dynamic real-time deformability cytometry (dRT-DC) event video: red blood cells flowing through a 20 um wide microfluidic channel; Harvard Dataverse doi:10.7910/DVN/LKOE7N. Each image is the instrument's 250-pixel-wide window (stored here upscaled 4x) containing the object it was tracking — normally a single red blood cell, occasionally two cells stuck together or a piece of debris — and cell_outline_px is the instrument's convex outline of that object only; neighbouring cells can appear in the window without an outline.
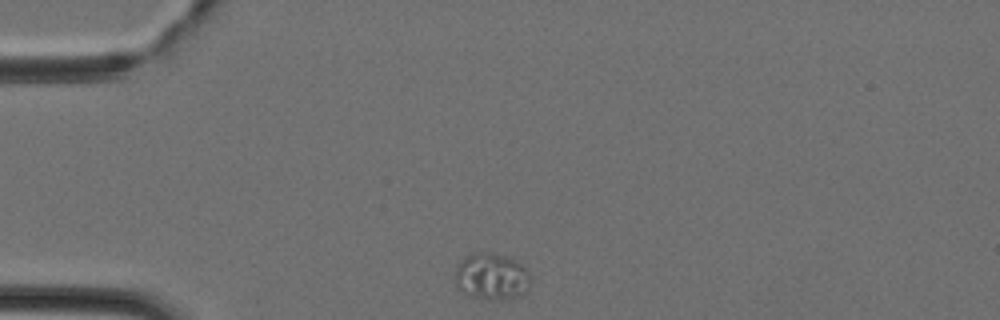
{"species": "Egyptian fruit bat (a non-hibernating species)", "species_latin": "Rousettus aegyptiacus", "temperature_condition": "cold", "stored_images_in_passage": 36, "camera_frame_rate_fps": 3000, "um_per_image_px": 0.085, "animal": {"sex": "female"}, "frame": {"image": 1, "passage_image": 1, "time_ms": 0.0, "image_size_px": [1000, 320], "cell_outline_px": [[528, 292], [520, 296], [496, 300], [488, 300], [464, 296], [456, 288], [456, 264], [460, 260], [472, 252], [492, 252], [516, 260], [528, 272]], "centroid_in_image_um": [41.72, 23.52], "position_along_channel_um": 43.3, "area_um2": 20.92}}
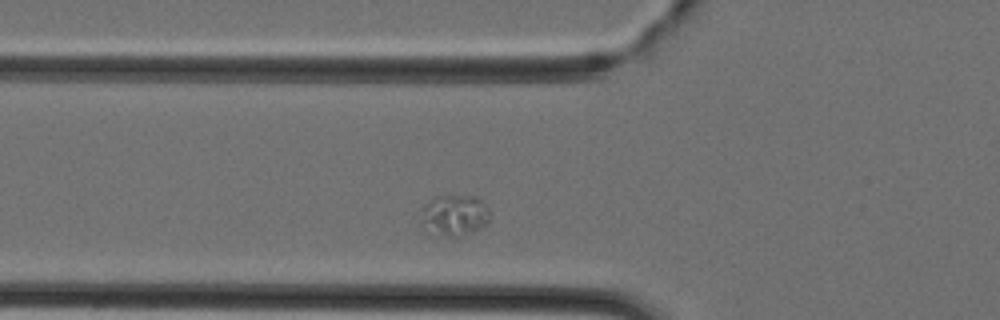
{"frame": {"image": 2, "passage_image": 6, "time_ms": 1.667, "image_size_px": [1000, 320], "cell_outline_px": [[488, 220], [484, 224], [476, 228], [456, 236], [440, 236], [428, 232], [424, 220], [424, 204], [436, 196], [476, 196], [488, 208]], "centroid_in_image_um": [38.62, 18.27], "position_along_channel_um": 87.2, "area_um2": 15.61}}
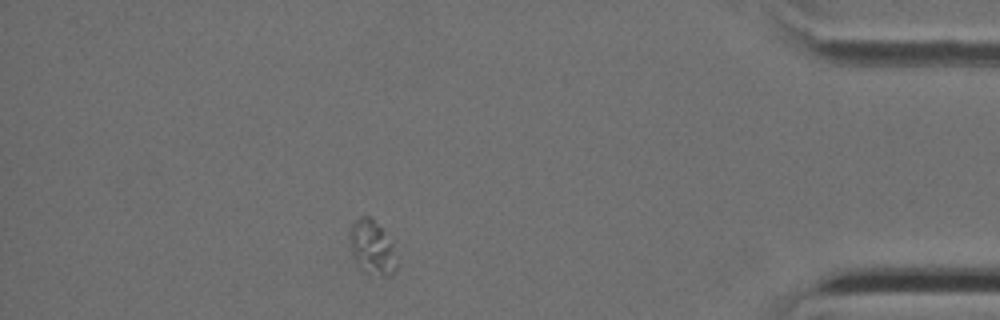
{"frame": {"image": 3, "passage_image": 31, "time_ms": 10.0, "image_size_px": [1000, 320], "cell_outline_px": [[396, 268], [388, 276], [380, 276], [360, 272], [352, 256], [348, 236], [348, 232], [352, 224], [360, 216], [372, 216], [384, 232], [392, 244], [396, 264]], "centroid_in_image_um": [31.56, 21.04], "position_along_channel_um": 403.6, "area_um2": 15.09}}